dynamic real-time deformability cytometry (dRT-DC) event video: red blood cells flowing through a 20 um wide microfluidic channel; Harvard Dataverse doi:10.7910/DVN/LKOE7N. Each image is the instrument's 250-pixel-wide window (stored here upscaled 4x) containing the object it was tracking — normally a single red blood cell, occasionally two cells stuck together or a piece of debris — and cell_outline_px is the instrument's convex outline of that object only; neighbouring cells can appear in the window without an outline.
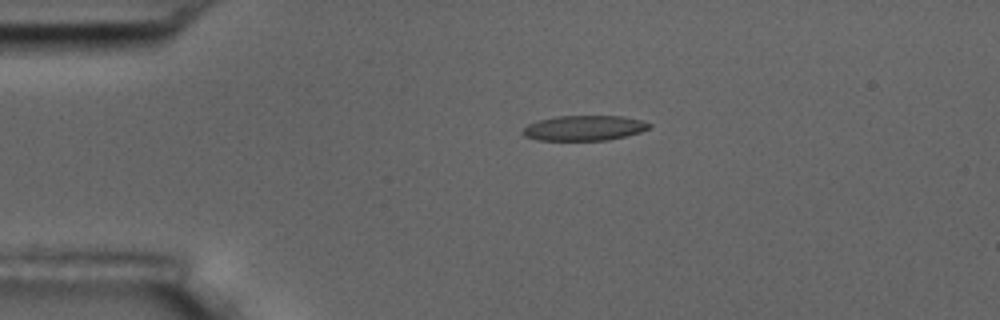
{"species": "common noctule bat (a hibernating species)", "species_latin": "Nyctalus noctula", "temperature_condition": "room temperature", "stored_images_in_passage": 4, "camera_frame_rate_fps": 3000, "um_per_image_px": 0.085, "animal": {"sex": "male", "body_mass_g": 17.5, "forearm_length_mm": 52.3}, "frame": {"image": 1, "passage_image": 3, "time_ms": 3.0, "image_size_px": [1000, 320], "cell_outline_px": [[652, 124], [648, 128], [640, 132], [624, 136], [604, 140], [536, 140], [524, 136], [520, 132], [528, 124], [540, 120], [556, 116], [624, 116], [640, 120]], "centroid_in_image_um": [49.61, 10.88], "position_along_channel_um": 35.4, "area_um2": 18.38}}